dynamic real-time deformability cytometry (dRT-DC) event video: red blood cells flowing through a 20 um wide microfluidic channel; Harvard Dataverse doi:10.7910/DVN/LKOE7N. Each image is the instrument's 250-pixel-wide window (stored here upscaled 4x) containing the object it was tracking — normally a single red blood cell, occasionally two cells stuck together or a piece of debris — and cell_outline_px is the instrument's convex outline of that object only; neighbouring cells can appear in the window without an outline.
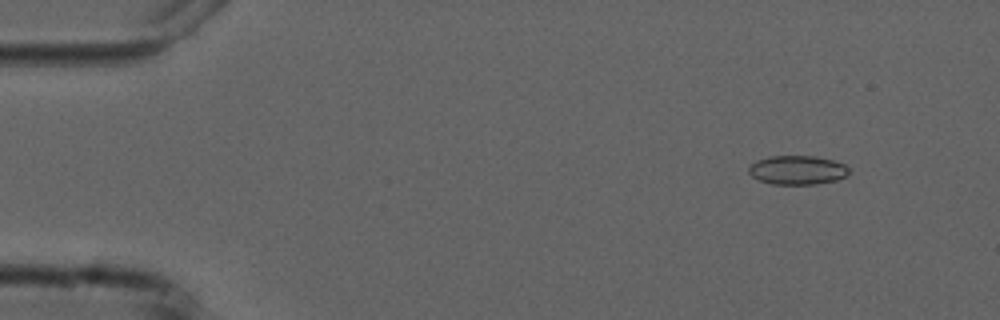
{"species": "common noctule bat (a hibernating species)", "species_latin": "Nyctalus noctula", "temperature_condition": "cold", "stored_images_in_passage": 6, "camera_frame_rate_fps": 3000, "um_per_image_px": 0.085, "animal": {"sex": "male", "forearm_length_mm": 52.5}, "frame": {"image": 1, "passage_image": 2, "time_ms": 1.0, "image_size_px": [1000, 320], "cell_outline_px": [[848, 176], [836, 180], [816, 184], [772, 184], [760, 180], [752, 176], [748, 172], [748, 168], [756, 160], [772, 156], [816, 156], [832, 160], [844, 164], [848, 168]], "centroid_in_image_um": [67.78, 14.45], "position_along_channel_um": 17.2, "area_um2": 16.88}}
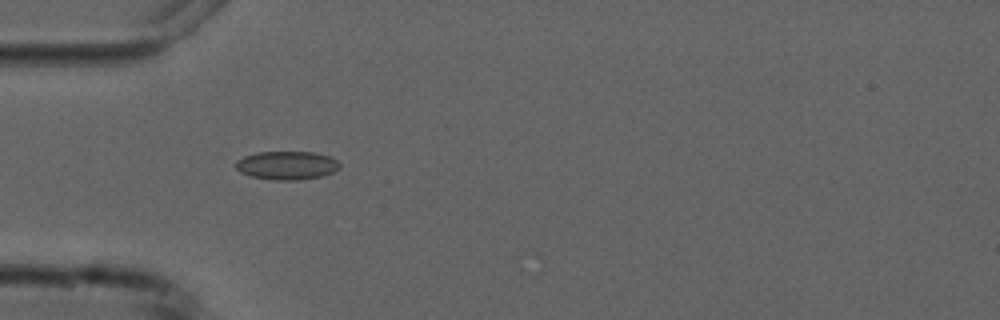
{"frame": {"image": 2, "passage_image": 5, "time_ms": 4.667, "image_size_px": [1000, 320], "cell_outline_px": [[340, 168], [332, 172], [320, 176], [300, 180], [276, 180], [252, 176], [240, 172], [236, 168], [236, 160], [244, 156], [256, 152], [312, 152], [328, 156], [336, 160], [340, 164]], "centroid_in_image_um": [24.37, 14.05], "position_along_channel_um": 60.6, "area_um2": 17.11}}
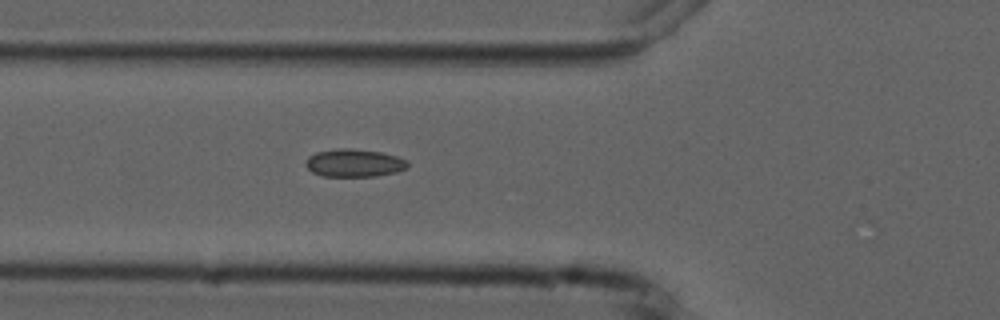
{"frame": {"image": 3, "passage_image": 6, "time_ms": 5.667, "image_size_px": [1000, 320], "cell_outline_px": [[408, 168], [396, 172], [376, 176], [324, 176], [312, 172], [304, 164], [308, 156], [316, 152], [336, 148], [352, 148], [380, 152], [396, 156], [408, 160]], "centroid_in_image_um": [30.1, 13.84], "position_along_channel_um": 95.7, "area_um2": 16.65}}